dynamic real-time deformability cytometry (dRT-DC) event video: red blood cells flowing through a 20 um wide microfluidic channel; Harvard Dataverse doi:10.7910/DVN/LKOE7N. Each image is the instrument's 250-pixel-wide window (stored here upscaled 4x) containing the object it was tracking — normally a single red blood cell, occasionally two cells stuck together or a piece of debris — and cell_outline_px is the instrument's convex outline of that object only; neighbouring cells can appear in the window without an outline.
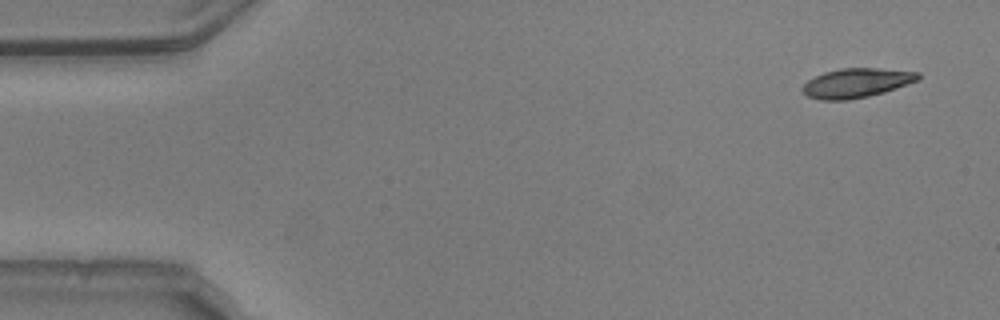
{"species": "common noctule bat (a hibernating species)", "species_latin": "Nyctalus noctula", "temperature_condition": "warm", "stored_images_in_passage": 15, "camera_frame_rate_fps": 3000, "um_per_image_px": 0.085, "animal": {"sex": "male", "body_mass_g": 20.5, "forearm_length_mm": 52.5}, "frame": {"image": 1, "passage_image": 1, "time_ms": 0.0, "image_size_px": [1000, 320], "cell_outline_px": [[920, 80], [884, 92], [868, 96], [848, 100], [820, 100], [808, 96], [800, 88], [808, 80], [824, 72], [840, 68], [876, 68], [920, 72]], "centroid_in_image_um": [72.81, 7.05], "position_along_channel_um": 12.2, "area_um2": 19.77}}
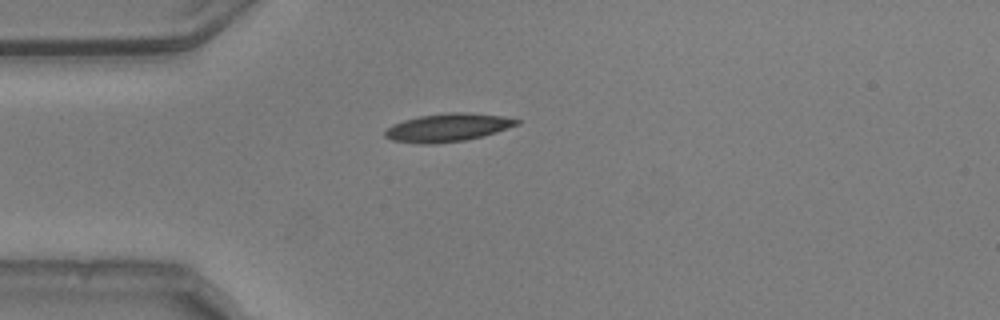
{"frame": {"image": 2, "passage_image": 12, "time_ms": 3.667, "image_size_px": [1000, 320], "cell_outline_px": [[520, 124], [484, 136], [464, 140], [432, 144], [420, 144], [392, 140], [384, 136], [384, 132], [392, 124], [404, 120], [420, 116], [448, 112], [468, 112], [504, 116], [520, 120]], "centroid_in_image_um": [38.07, 10.84], "position_along_channel_um": 46.9, "area_um2": 21.62}}